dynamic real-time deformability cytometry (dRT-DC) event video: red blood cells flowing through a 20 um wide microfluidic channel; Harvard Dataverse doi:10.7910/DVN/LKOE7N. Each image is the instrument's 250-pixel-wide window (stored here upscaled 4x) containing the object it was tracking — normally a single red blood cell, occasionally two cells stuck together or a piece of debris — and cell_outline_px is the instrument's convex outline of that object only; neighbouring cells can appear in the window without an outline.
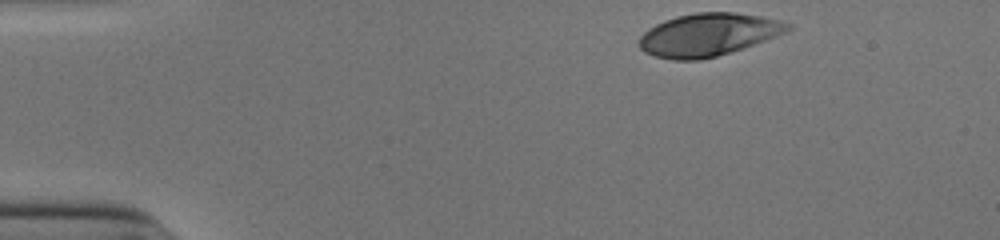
{"species": "human", "species_latin": "Homo sapiens", "temperature_condition": "cold", "stored_images_in_passage": 36, "camera_frame_rate_fps": 3000, "um_per_image_px": 0.085, "donor": {"sex": "male"}, "frame": {"image": 1, "passage_image": 1, "time_ms": 0.0, "image_size_px": [1000, 240], "cell_outline_px": [[792, 28], [788, 32], [744, 48], [716, 56], [700, 60], [672, 60], [656, 56], [644, 52], [636, 44], [640, 36], [648, 28], [664, 20], [676, 16], [696, 12], [736, 12], [760, 16], [780, 20], [792, 24]], "centroid_in_image_um": [60.2, 2.95], "position_along_channel_um": 24.8, "area_um2": 37.34}}
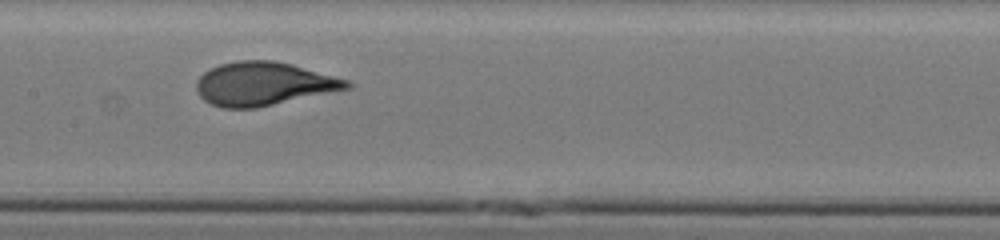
{"frame": {"image": 2, "passage_image": 20, "time_ms": 6.333, "image_size_px": [1000, 240], "cell_outline_px": [[356, 84], [352, 88], [256, 108], [224, 108], [212, 104], [204, 100], [196, 92], [196, 80], [204, 72], [220, 64], [236, 60], [272, 60], [292, 64], [352, 80]], "centroid_in_image_um": [22.46, 7.12], "position_along_channel_um": 184.9, "area_um2": 38.49}}
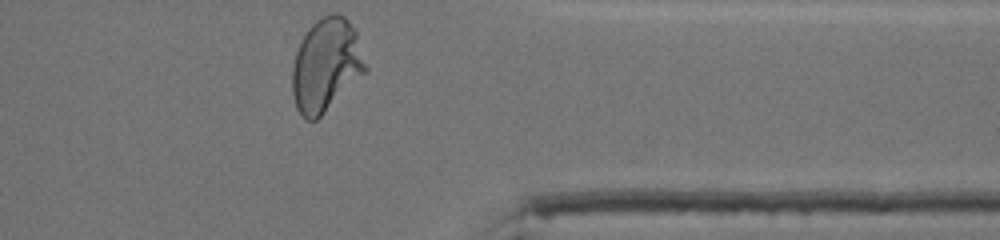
{"frame": {"image": 3, "passage_image": 36, "time_ms": 11.667, "image_size_px": [1000, 240], "cell_outline_px": [[368, 68], [316, 120], [304, 120], [300, 116], [296, 108], [292, 96], [292, 68], [296, 52], [300, 40], [308, 28], [320, 16], [328, 12], [336, 12], [344, 16], [348, 20], [356, 32]], "centroid_in_image_um": [27.68, 5.5], "position_along_channel_um": 383.7, "area_um2": 39.71}, "authors_computed_cell_mechanics": {"area_um2": 37.4255, "velocity_mm_per_s": 3.8857, "shape_relaxation_time_tau1_ms": 4.6034, "shape_relaxation_time_tau2_ms": null, "deformation_change_tau1": 0.2285, "deformation_change_tau2": null}}